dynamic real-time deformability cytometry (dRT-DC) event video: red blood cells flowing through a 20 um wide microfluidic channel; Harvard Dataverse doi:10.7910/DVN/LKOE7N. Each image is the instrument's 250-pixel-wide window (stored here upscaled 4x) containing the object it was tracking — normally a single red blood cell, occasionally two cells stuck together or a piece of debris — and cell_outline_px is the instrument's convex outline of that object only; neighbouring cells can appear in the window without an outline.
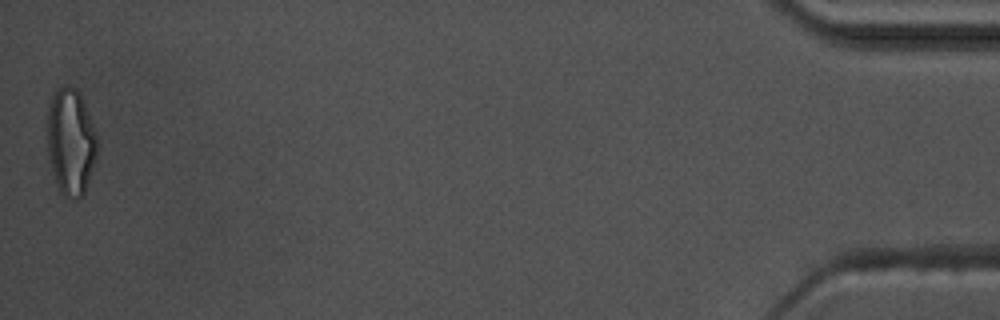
{"species": "common noctule bat (a hibernating species)", "species_latin": "Nyctalus noctula", "temperature_condition": "warm", "stored_images_in_passage": 49, "camera_frame_rate_fps": 3000, "um_per_image_px": 0.085, "animal": {"sex": "male", "body_mass_g": 17.5, "forearm_length_mm": 52.3}, "frame": {"image": 1, "passage_image": 49, "time_ms": 16.0, "image_size_px": [1000, 320], "cell_outline_px": [[96, 156], [84, 192], [76, 200], [72, 200], [64, 196], [60, 192], [56, 184], [48, 156], [48, 108], [52, 96], [60, 88], [68, 84], [76, 88], [80, 92], [96, 132]], "centroid_in_image_um": [6.0, 12.05], "position_along_channel_um": 429.2, "area_um2": 30.75}, "authors_computed_cell_mechanics": {"area_um2": 20.5768, "velocity_mm_per_s": 3.6476, "shape_relaxation_time_tau1_ms": 6.963, "shape_relaxation_time_tau2_ms": 1.8792, "deformation_change_tau1": 0.2161, "deformation_change_tau2": 0.0943}}